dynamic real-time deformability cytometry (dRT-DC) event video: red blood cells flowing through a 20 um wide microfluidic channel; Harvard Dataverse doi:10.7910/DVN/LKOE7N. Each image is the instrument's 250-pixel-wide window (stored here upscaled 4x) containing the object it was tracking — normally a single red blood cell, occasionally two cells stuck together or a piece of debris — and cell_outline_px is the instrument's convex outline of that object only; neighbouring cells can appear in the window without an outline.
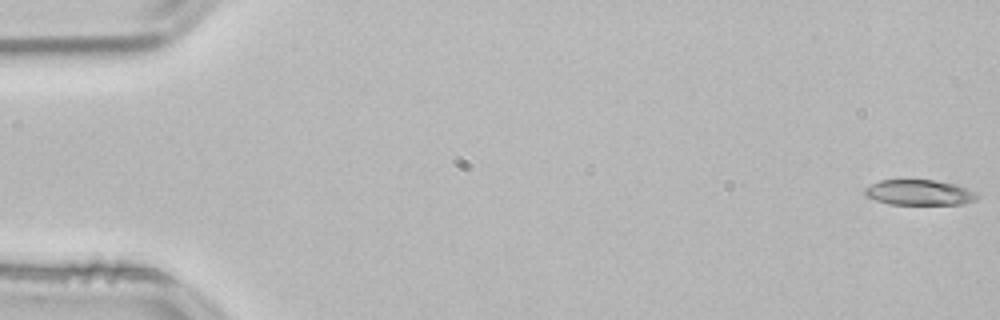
{"species": "common noctule bat (a hibernating species)", "species_latin": "Nyctalus noctula", "temperature_condition": "room temperature", "stored_images_in_passage": 17, "camera_frame_rate_fps": 3000, "um_per_image_px": 0.085, "animal": {"sex": "male", "body_mass_g": 21.5, "forearm_length_mm": 52.0}, "frame": {"image": 1, "passage_image": 1, "time_ms": 0.0, "image_size_px": [1000, 320], "cell_outline_px": [[980, 196], [976, 200], [964, 204], [888, 204], [876, 200], [868, 196], [864, 192], [864, 188], [880, 180], [936, 180], [956, 184], [976, 192]], "centroid_in_image_um": [78.18, 16.36], "position_along_channel_um": 6.8, "area_um2": 16.65}}